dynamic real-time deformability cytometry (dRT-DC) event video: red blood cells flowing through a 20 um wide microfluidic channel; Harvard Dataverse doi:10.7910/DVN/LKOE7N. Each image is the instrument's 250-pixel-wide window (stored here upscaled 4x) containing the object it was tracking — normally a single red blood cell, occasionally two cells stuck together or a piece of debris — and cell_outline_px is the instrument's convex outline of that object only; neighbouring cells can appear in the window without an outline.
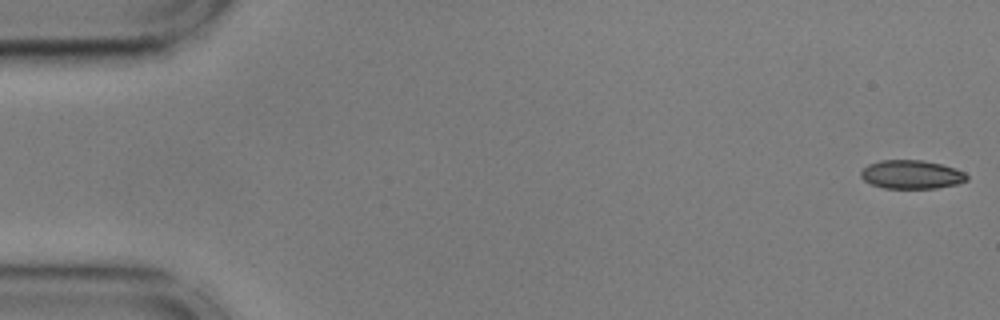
{"species": "common noctule bat (a hibernating species)", "species_latin": "Nyctalus noctula", "temperature_condition": "cold", "stored_images_in_passage": 10, "camera_frame_rate_fps": 3000, "um_per_image_px": 0.085, "animal": {"sex": "male", "body_mass_g": 17.9, "forearm_length_mm": 54.2}, "frame": {"image": 1, "passage_image": 1, "time_ms": 0.0, "image_size_px": [1000, 320], "cell_outline_px": [[968, 180], [956, 184], [936, 188], [884, 188], [872, 184], [864, 180], [860, 176], [860, 172], [868, 164], [880, 160], [924, 160], [940, 164], [964, 172], [968, 176]], "centroid_in_image_um": [77.46, 14.83], "position_along_channel_um": 7.5, "area_um2": 17.57}}